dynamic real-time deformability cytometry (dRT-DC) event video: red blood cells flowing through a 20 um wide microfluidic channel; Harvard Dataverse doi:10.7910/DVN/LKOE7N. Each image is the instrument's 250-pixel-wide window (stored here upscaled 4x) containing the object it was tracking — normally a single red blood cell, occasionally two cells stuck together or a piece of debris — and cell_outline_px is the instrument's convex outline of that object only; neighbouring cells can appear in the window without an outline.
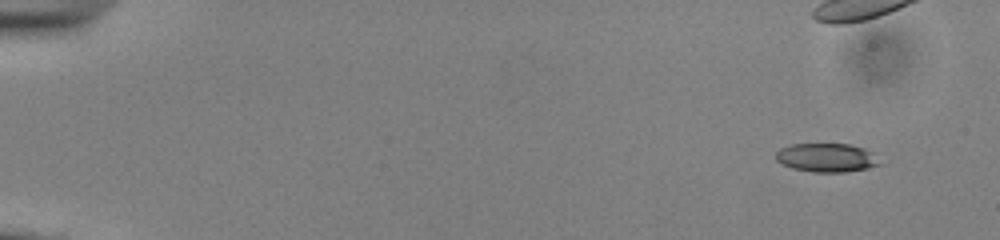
{"species": "common noctule bat (a hibernating species)", "species_latin": "Nyctalus noctula", "temperature_condition": "cold", "stored_images_in_passage": 42, "camera_frame_rate_fps": 3000, "um_per_image_px": 0.085, "animal": {"sex": "male", "body_mass_g": 13.0, "forearm_length_mm": 53.1}, "frame": {"image": 1, "passage_image": 1, "time_ms": 0.0, "image_size_px": [1000, 240], "cell_outline_px": [[884, 164], [868, 168], [844, 172], [812, 172], [792, 168], [780, 164], [776, 160], [776, 152], [780, 148], [792, 144], [848, 144], [864, 148], [872, 152]], "centroid_in_image_um": [70.27, 13.41], "position_along_channel_um": 14.7, "area_um2": 17.57}, "authors_computed_cell_mechanics": {"area_um2": 18.785, "velocity_mm_per_s": 3.9086, "shape_relaxation_time_tau1_ms": 4.3654, "shape_relaxation_time_tau2_ms": 2.7995, "deformation_change_tau1": 0.1375, "deformation_change_tau2": 0.1085}}